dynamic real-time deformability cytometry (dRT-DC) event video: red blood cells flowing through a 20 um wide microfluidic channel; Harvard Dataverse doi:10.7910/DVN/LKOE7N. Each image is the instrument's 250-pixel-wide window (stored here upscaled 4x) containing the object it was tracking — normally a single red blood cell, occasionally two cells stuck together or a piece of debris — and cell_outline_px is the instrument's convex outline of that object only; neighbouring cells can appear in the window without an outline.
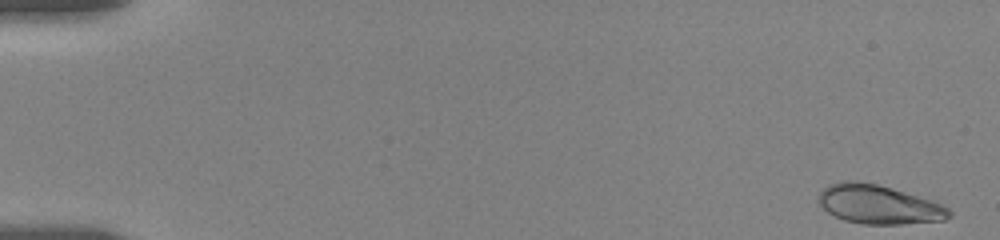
{"species": "human", "species_latin": "Homo sapiens", "temperature_condition": "room temperature", "stored_images_in_passage": 42, "camera_frame_rate_fps": 3000, "um_per_image_px": 0.085, "donor": {"sex": "female"}, "frame": {"image": 1, "passage_image": 1, "time_ms": 0.0, "image_size_px": [1000, 240], "cell_outline_px": [[952, 216], [944, 220], [900, 224], [864, 224], [844, 220], [828, 212], [816, 200], [816, 196], [828, 184], [840, 180], [856, 180], [876, 184], [892, 188], [932, 200], [948, 208], [952, 212]], "centroid_in_image_um": [74.66, 17.36], "position_along_channel_um": 10.3, "area_um2": 29.77}}
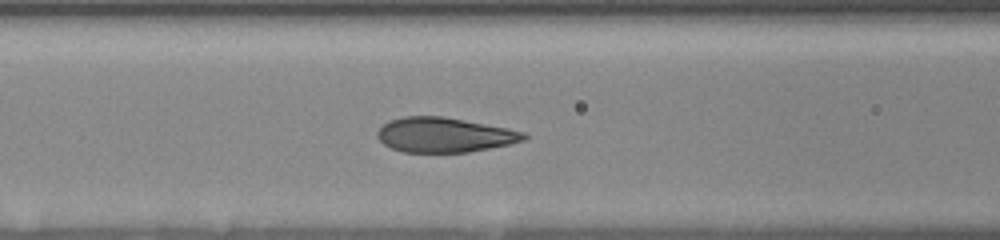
{"frame": {"image": 2, "passage_image": 19, "time_ms": 7.667, "image_size_px": [1000, 240], "cell_outline_px": [[528, 136], [524, 140], [508, 144], [468, 152], [404, 152], [392, 148], [384, 144], [376, 136], [376, 132], [388, 120], [404, 116], [444, 116], [508, 128], [524, 132]], "centroid_in_image_um": [37.74, 11.45], "position_along_channel_um": 128.9, "area_um2": 29.59}}
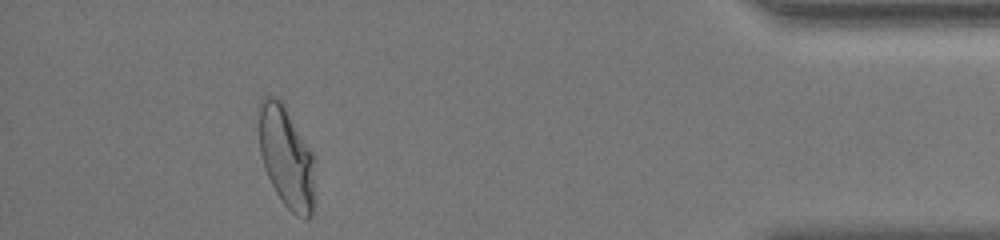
{"frame": {"image": 3, "passage_image": 37, "time_ms": 17.0, "image_size_px": [1000, 240], "cell_outline_px": [[316, 160], [312, 216], [308, 220], [304, 220], [296, 216], [280, 200], [264, 168], [260, 152], [256, 104], [264, 96], [272, 96], [280, 100], [284, 104], [316, 156]], "centroid_in_image_um": [24.35, 13.33], "position_along_channel_um": 410.9, "area_um2": 34.33}, "authors_computed_cell_mechanics": {"area_um2": 30.4028, "velocity_mm_per_s": 3.5276, "shape_relaxation_time_tau1_ms": 4.6597, "shape_relaxation_time_tau2_ms": null, "deformation_change_tau1": 0.1761, "deformation_change_tau2": null}}